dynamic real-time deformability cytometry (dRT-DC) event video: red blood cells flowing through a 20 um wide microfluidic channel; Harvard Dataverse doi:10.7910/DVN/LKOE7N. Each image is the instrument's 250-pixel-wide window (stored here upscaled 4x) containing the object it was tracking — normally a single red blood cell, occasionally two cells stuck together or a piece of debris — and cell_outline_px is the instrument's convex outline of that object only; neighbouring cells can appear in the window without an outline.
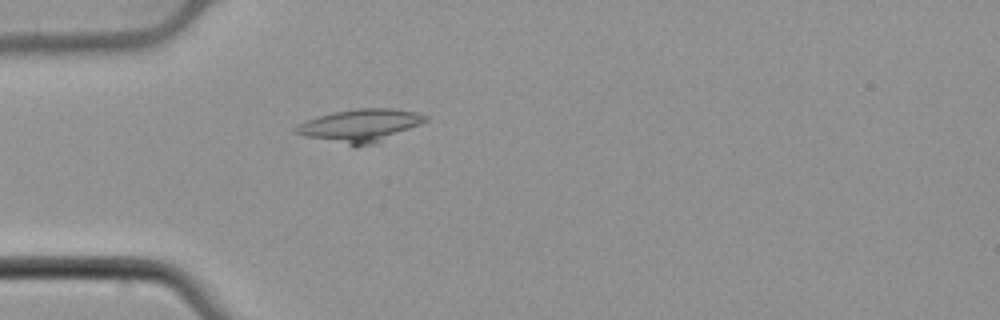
{"species": "common noctule bat (a hibernating species)", "species_latin": "Nyctalus noctula", "temperature_condition": "cold", "stored_images_in_passage": 50, "camera_frame_rate_fps": 3000, "um_per_image_px": 0.085, "animal": {"sex": "male", "body_mass_g": 21.5, "forearm_length_mm": 52.0}, "frame": {"image": 1, "passage_image": 12, "time_ms": 3.667, "image_size_px": [1000, 320], "cell_outline_px": [[428, 120], [420, 124], [376, 144], [356, 148], [304, 136], [292, 132], [292, 128], [296, 124], [304, 120], [332, 112], [356, 108], [392, 108], [416, 112], [428, 116]], "centroid_in_image_um": [30.55, 10.69], "position_along_channel_um": 54.5, "area_um2": 25.43}}
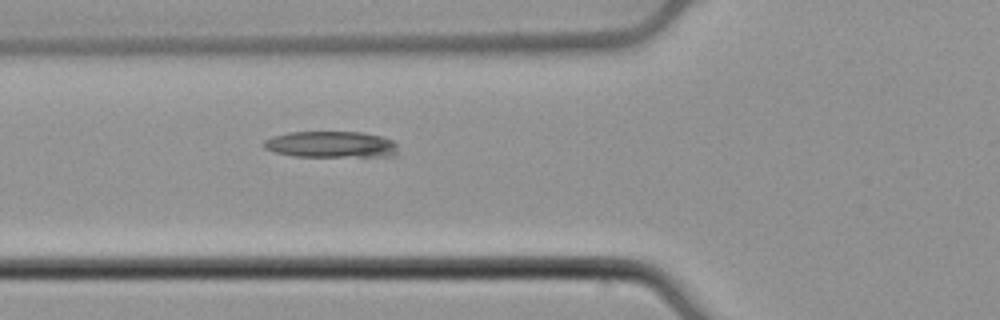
{"frame": {"image": 2, "passage_image": 16, "time_ms": 5.0, "image_size_px": [1000, 320], "cell_outline_px": [[396, 156], [292, 156], [276, 152], [264, 148], [260, 144], [264, 140], [272, 136], [288, 132], [364, 132], [396, 140]], "centroid_in_image_um": [28.12, 12.27], "position_along_channel_um": 97.7, "area_um2": 20.75}}
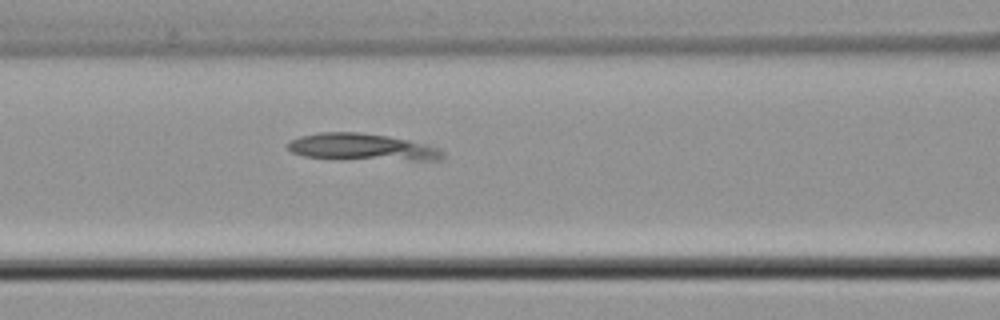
{"frame": {"image": 3, "passage_image": 19, "time_ms": 6.0, "image_size_px": [1000, 320], "cell_outline_px": [[444, 156], [440, 160], [340, 160], [304, 156], [292, 152], [284, 144], [288, 140], [300, 136], [320, 132], [360, 132], [388, 136], [428, 144], [440, 148], [444, 152]], "centroid_in_image_um": [30.75, 12.52], "position_along_channel_um": 135.9, "area_um2": 25.03}}